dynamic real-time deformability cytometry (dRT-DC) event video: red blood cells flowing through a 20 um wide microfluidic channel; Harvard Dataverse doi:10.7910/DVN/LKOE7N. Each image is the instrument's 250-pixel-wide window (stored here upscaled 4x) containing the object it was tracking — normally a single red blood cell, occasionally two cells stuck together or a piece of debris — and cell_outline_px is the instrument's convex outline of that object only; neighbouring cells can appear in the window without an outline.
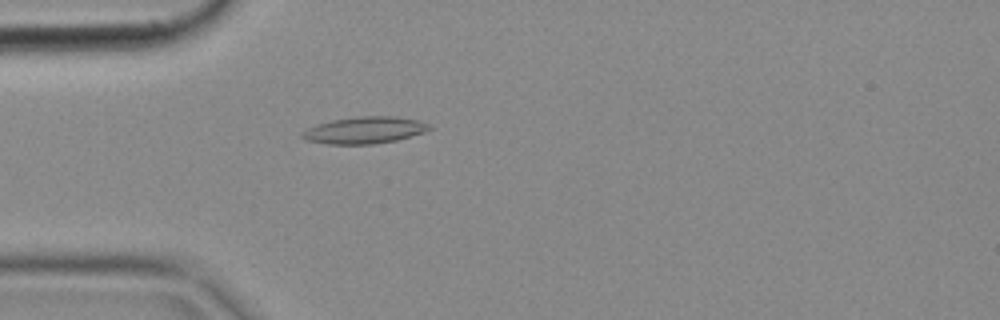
{"species": "common noctule bat (a hibernating species)", "species_latin": "Nyctalus noctula", "temperature_condition": "cold", "stored_images_in_passage": 2, "camera_frame_rate_fps": 3000, "um_per_image_px": 0.085, "animal": {"sex": "female", "body_mass_g": 18.4}, "frame": {"image": 1, "passage_image": 2, "time_ms": 0.333, "image_size_px": [1000, 320], "cell_outline_px": [[432, 128], [424, 132], [396, 140], [372, 144], [328, 144], [304, 140], [300, 136], [300, 132], [308, 128], [332, 120], [360, 116], [396, 116], [420, 120], [432, 124]], "centroid_in_image_um": [31.01, 11.06], "position_along_channel_um": 54.0, "area_um2": 19.94}}